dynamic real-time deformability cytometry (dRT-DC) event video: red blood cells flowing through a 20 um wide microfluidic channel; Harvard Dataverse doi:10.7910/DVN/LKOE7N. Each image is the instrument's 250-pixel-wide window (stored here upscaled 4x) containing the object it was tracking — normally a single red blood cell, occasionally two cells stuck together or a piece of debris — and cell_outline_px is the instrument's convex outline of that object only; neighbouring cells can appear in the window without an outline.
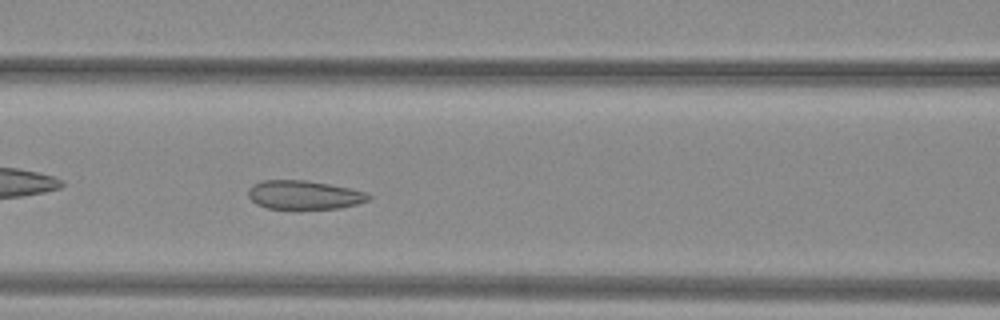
{"species": "common noctule bat (a hibernating species)", "species_latin": "Nyctalus noctula", "temperature_condition": "warm", "stored_images_in_passage": 37, "camera_frame_rate_fps": 3000, "um_per_image_px": 0.085, "animal": {"sex": "female", "body_mass_g": 29.2, "forearm_length_mm": 56.3}, "frame": {"image": 1, "passage_image": 8, "time_ms": 2.333, "image_size_px": [1000, 320], "cell_outline_px": [[372, 196], [368, 200], [356, 204], [340, 208], [268, 208], [256, 204], [248, 196], [248, 188], [252, 184], [264, 180], [308, 180], [352, 188], [368, 192]], "centroid_in_image_um": [25.86, 16.55], "position_along_channel_um": 140.7, "area_um2": 20.23}}
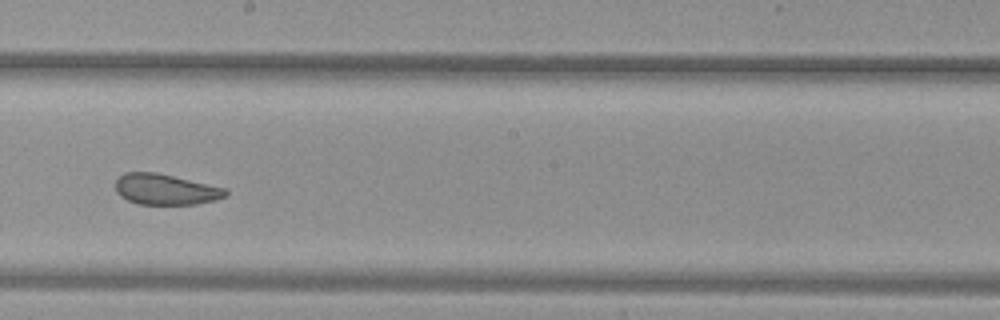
{"frame": {"image": 2, "passage_image": 15, "time_ms": 4.667, "image_size_px": [1000, 320], "cell_outline_px": [[228, 192], [224, 196], [216, 200], [196, 204], [140, 204], [128, 200], [120, 196], [116, 192], [116, 180], [124, 172], [156, 172], [228, 188]], "centroid_in_image_um": [14.08, 16.09], "position_along_channel_um": 234.1, "area_um2": 19.77}}
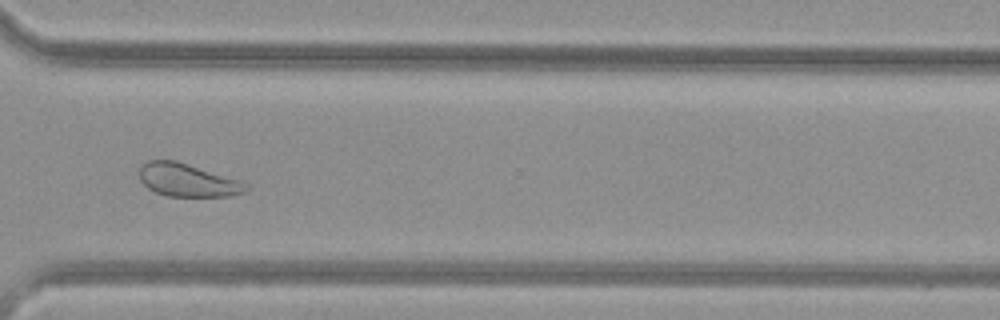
{"frame": {"image": 3, "passage_image": 24, "time_ms": 7.667, "image_size_px": [1000, 320], "cell_outline_px": [[248, 188], [244, 192], [228, 196], [164, 196], [148, 188], [140, 180], [136, 172], [140, 164], [148, 160], [176, 160], [244, 180], [248, 184]], "centroid_in_image_um": [15.93, 15.29], "position_along_channel_um": 354.7, "area_um2": 21.1}, "authors_computed_cell_mechanics": {"area_um2": 21.6172, "velocity_mm_per_s": 4.0139, "shape_relaxation_time_tau1_ms": 7.7795, "shape_relaxation_time_tau2_ms": 0.9032, "deformation_change_tau1": 0.1373, "deformation_change_tau2": 0.0554}}